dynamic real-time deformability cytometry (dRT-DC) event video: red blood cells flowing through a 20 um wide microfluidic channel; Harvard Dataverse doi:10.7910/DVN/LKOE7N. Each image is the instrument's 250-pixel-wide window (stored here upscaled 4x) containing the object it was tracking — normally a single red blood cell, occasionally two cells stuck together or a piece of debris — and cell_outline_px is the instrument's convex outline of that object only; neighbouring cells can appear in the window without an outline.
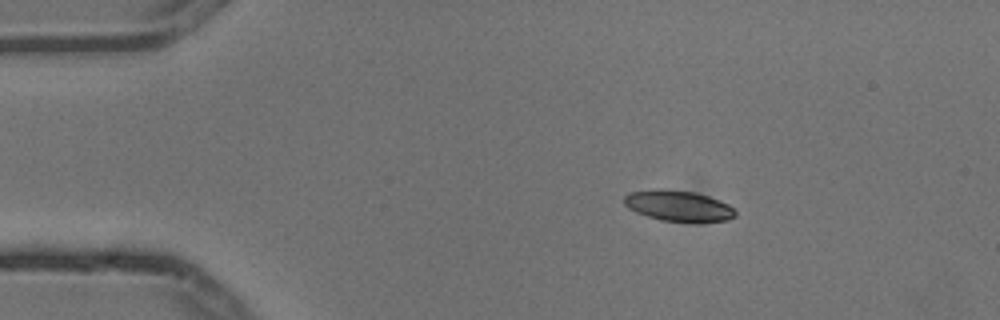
{"species": "common noctule bat (a hibernating species)", "species_latin": "Nyctalus noctula", "temperature_condition": "cold", "stored_images_in_passage": 5, "segment_of_instrument_passage": [1, 2], "camera_frame_rate_fps": 3000, "um_per_image_px": 0.085, "animal": {"sex": "male", "body_mass_g": 13.3}, "frame": {"image": 1, "passage_image": 2, "time_ms": 0.333, "image_size_px": [1000, 320], "cell_outline_px": [[736, 216], [728, 220], [696, 224], [692, 224], [660, 220], [636, 212], [628, 208], [624, 204], [624, 196], [628, 192], [656, 188], [660, 188], [696, 192], [720, 200], [728, 204], [736, 212]], "centroid_in_image_um": [57.68, 17.52], "position_along_channel_um": 27.3, "area_um2": 20.69}}
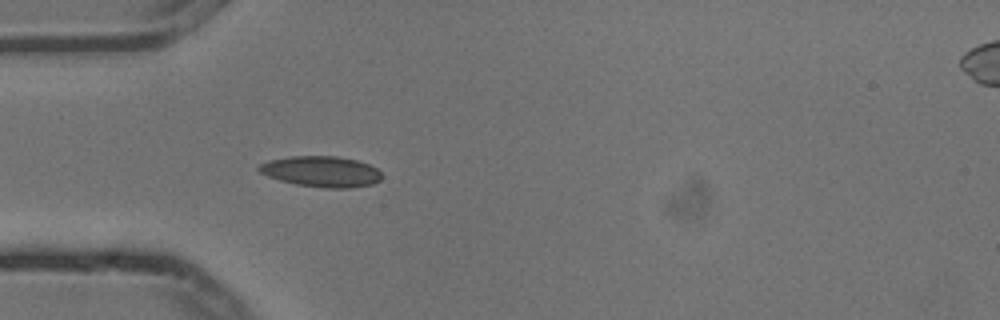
{"frame": {"image": 2, "passage_image": 4, "time_ms": 1.0, "image_size_px": [1000, 320], "cell_outline_px": [[380, 180], [372, 184], [348, 188], [324, 188], [296, 184], [280, 180], [268, 176], [260, 172], [256, 168], [260, 164], [268, 160], [288, 156], [336, 156], [356, 160], [368, 164], [376, 168], [380, 172]], "centroid_in_image_um": [27.28, 14.57], "position_along_channel_um": 57.7, "area_um2": 21.96}}